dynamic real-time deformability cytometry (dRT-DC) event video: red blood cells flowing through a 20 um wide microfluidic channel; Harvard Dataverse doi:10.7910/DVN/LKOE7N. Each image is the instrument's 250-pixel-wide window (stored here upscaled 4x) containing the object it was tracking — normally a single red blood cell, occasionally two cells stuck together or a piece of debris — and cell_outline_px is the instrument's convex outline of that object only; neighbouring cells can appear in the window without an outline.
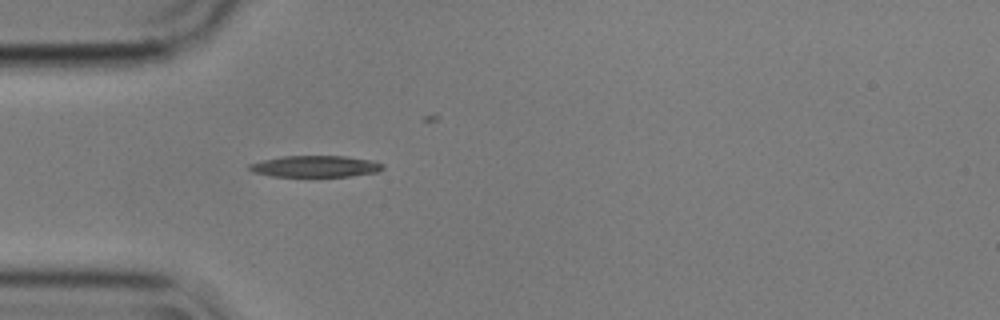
{"species": "common noctule bat (a hibernating species)", "species_latin": "Nyctalus noctula", "temperature_condition": "cold", "stored_images_in_passage": 6, "camera_frame_rate_fps": 3000, "um_per_image_px": 0.085, "animal": {"sex": "male", "body_mass_g": 17.9}, "frame": {"image": 1, "passage_image": 1, "time_ms": 0.0, "image_size_px": [1000, 320], "cell_outline_px": [[384, 168], [376, 172], [352, 176], [272, 176], [252, 172], [248, 168], [248, 164], [260, 160], [284, 156], [344, 156], [372, 160], [384, 164]], "centroid_in_image_um": [26.79, 14.13], "position_along_channel_um": 58.2, "area_um2": 16.7}}